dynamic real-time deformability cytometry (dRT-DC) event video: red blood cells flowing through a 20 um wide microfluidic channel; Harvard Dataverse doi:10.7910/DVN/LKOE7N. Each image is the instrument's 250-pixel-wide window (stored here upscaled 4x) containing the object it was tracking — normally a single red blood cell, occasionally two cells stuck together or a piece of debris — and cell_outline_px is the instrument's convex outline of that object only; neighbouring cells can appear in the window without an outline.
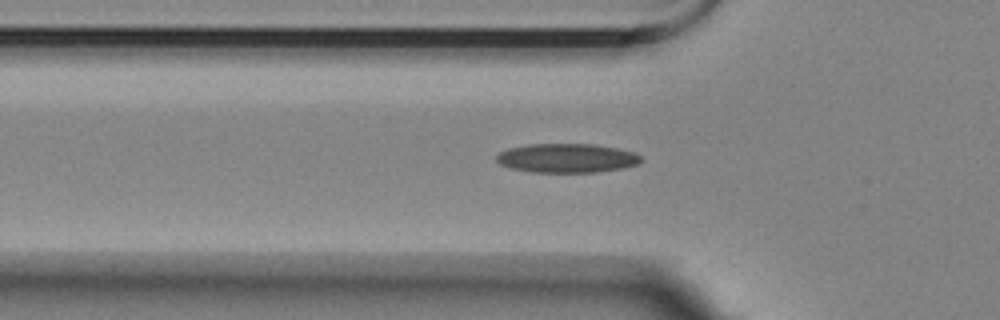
{"species": "Egyptian fruit bat (a non-hibernating species)", "species_latin": "Rousettus aegyptiacus", "temperature_condition": "room temperature", "stored_images_in_passage": 45, "camera_frame_rate_fps": 3000, "um_per_image_px": 0.085, "animal": {"sex": "female"}, "frame": {"image": 1, "passage_image": 12, "time_ms": 3.667, "image_size_px": [1000, 320], "cell_outline_px": [[644, 160], [640, 164], [624, 168], [596, 172], [532, 172], [512, 168], [500, 164], [496, 160], [496, 156], [500, 152], [508, 148], [528, 144], [596, 144], [616, 148], [632, 152], [640, 156]], "centroid_in_image_um": [48.21, 13.44], "position_along_channel_um": 77.6, "area_um2": 24.57}}
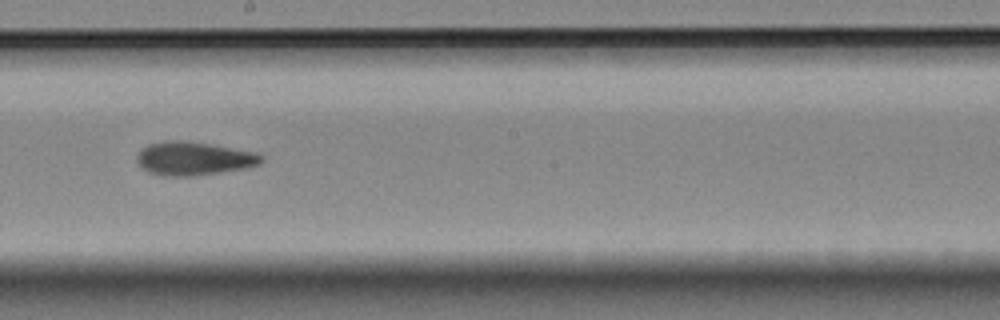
{"frame": {"image": 2, "passage_image": 25, "time_ms": 8.0, "image_size_px": [1000, 320], "cell_outline_px": [[264, 160], [260, 164], [248, 168], [196, 176], [168, 176], [148, 172], [136, 160], [136, 156], [148, 144], [164, 140], [184, 140], [256, 152], [264, 156]], "centroid_in_image_um": [16.51, 13.48], "position_along_channel_um": 231.7, "area_um2": 24.33}}
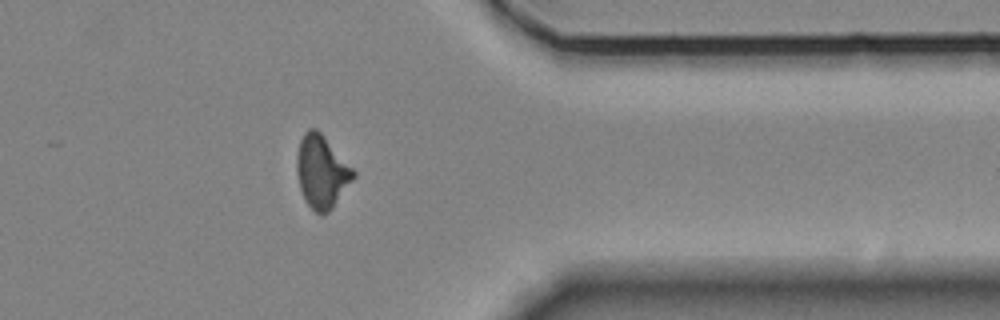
{"frame": {"image": 3, "passage_image": 39, "time_ms": 12.667, "image_size_px": [1000, 320], "cell_outline_px": [[356, 176], [332, 208], [328, 212], [320, 216], [304, 200], [300, 188], [296, 172], [296, 156], [300, 140], [304, 132], [308, 128], [316, 128], [320, 132], [356, 172]], "centroid_in_image_um": [27.32, 14.6], "position_along_channel_um": 384.1, "area_um2": 23.93}}